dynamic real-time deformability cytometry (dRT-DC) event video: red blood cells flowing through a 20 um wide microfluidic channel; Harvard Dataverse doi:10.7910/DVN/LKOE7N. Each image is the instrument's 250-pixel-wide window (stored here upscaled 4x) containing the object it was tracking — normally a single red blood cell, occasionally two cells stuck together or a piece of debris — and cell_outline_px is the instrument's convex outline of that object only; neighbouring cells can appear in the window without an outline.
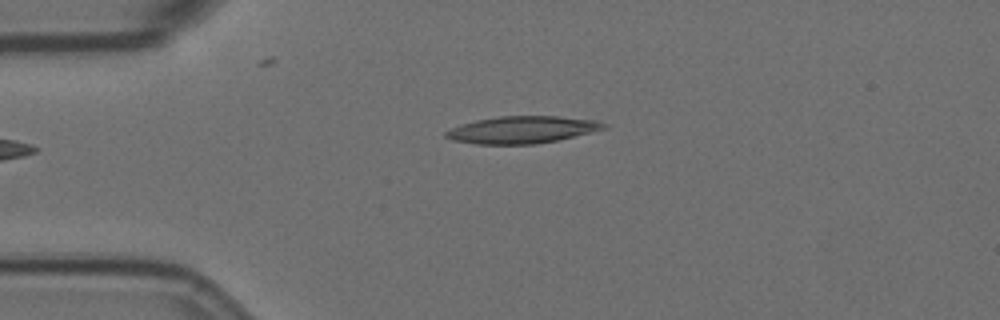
{"species": "Egyptian fruit bat (a non-hibernating species)", "species_latin": "Rousettus aegyptiacus", "temperature_condition": "room temperature", "stored_images_in_passage": 2, "camera_frame_rate_fps": 3000, "um_per_image_px": 0.085, "animal": {"sex": "female"}, "frame": {"image": 1, "passage_image": 1, "time_ms": 0.0, "image_size_px": [1000, 320], "cell_outline_px": [[608, 128], [592, 132], [556, 140], [536, 144], [476, 144], [452, 140], [444, 136], [444, 132], [452, 128], [476, 120], [500, 116], [556, 116], [596, 120], [608, 124]], "centroid_in_image_um": [44.41, 11.03], "position_along_channel_um": 40.6, "area_um2": 24.85}}